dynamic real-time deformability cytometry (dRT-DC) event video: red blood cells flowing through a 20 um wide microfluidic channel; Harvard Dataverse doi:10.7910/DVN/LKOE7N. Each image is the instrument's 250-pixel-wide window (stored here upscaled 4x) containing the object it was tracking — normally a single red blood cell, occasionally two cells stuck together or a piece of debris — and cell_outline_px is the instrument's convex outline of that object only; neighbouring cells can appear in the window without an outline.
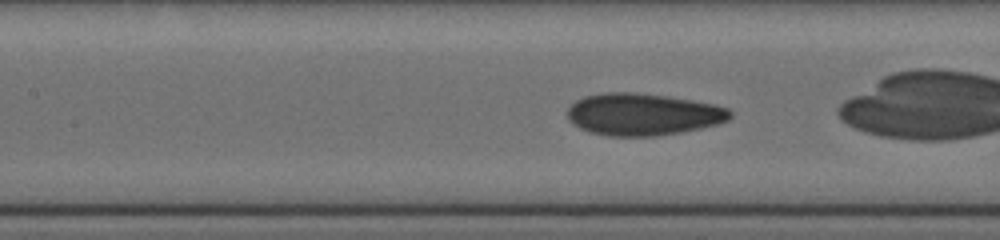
{"species": "human", "species_latin": "Homo sapiens", "temperature_condition": "cold", "stored_images_in_passage": 48, "camera_frame_rate_fps": 3000, "um_per_image_px": 0.085, "donor": {"sex": "female"}, "frame": {"image": 1, "passage_image": 21, "time_ms": 6.667, "image_size_px": [1000, 240], "cell_outline_px": [[732, 116], [728, 120], [720, 124], [680, 132], [656, 136], [608, 136], [588, 132], [572, 124], [568, 120], [568, 108], [576, 100], [584, 96], [604, 92], [636, 92], [692, 100], [712, 104], [728, 108], [732, 112]], "centroid_in_image_um": [54.63, 9.72], "position_along_channel_um": 152.8, "area_um2": 40.0}, "authors_computed_cell_mechanics": {"area_um2": 39.2173, "velocity_mm_per_s": 3.8726, "shape_relaxation_time_tau1_ms": 9.5307, "shape_relaxation_time_tau2_ms": 1.029, "deformation_change_tau1": 0.2177, "deformation_change_tau2": 0.0417}}